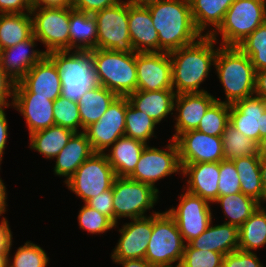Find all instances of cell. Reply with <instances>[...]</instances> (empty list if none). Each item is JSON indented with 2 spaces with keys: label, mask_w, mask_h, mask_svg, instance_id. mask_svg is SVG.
Listing matches in <instances>:
<instances>
[{
  "label": "cell",
  "mask_w": 266,
  "mask_h": 267,
  "mask_svg": "<svg viewBox=\"0 0 266 267\" xmlns=\"http://www.w3.org/2000/svg\"><path fill=\"white\" fill-rule=\"evenodd\" d=\"M179 198L177 208L167 212L175 219L184 243L188 244L208 228L213 218L212 209L208 201L188 191Z\"/></svg>",
  "instance_id": "cell-13"
},
{
  "label": "cell",
  "mask_w": 266,
  "mask_h": 267,
  "mask_svg": "<svg viewBox=\"0 0 266 267\" xmlns=\"http://www.w3.org/2000/svg\"><path fill=\"white\" fill-rule=\"evenodd\" d=\"M19 82L34 96L46 97L51 101L61 96L60 74L47 55L36 63Z\"/></svg>",
  "instance_id": "cell-22"
},
{
  "label": "cell",
  "mask_w": 266,
  "mask_h": 267,
  "mask_svg": "<svg viewBox=\"0 0 266 267\" xmlns=\"http://www.w3.org/2000/svg\"><path fill=\"white\" fill-rule=\"evenodd\" d=\"M97 26V49L134 53L128 27V3L118 4L93 13Z\"/></svg>",
  "instance_id": "cell-11"
},
{
  "label": "cell",
  "mask_w": 266,
  "mask_h": 267,
  "mask_svg": "<svg viewBox=\"0 0 266 267\" xmlns=\"http://www.w3.org/2000/svg\"><path fill=\"white\" fill-rule=\"evenodd\" d=\"M211 224L212 222L203 233L189 242L193 248L219 252L224 256L238 250V227L226 223L215 226Z\"/></svg>",
  "instance_id": "cell-26"
},
{
  "label": "cell",
  "mask_w": 266,
  "mask_h": 267,
  "mask_svg": "<svg viewBox=\"0 0 266 267\" xmlns=\"http://www.w3.org/2000/svg\"><path fill=\"white\" fill-rule=\"evenodd\" d=\"M137 91L173 90L169 53H136Z\"/></svg>",
  "instance_id": "cell-15"
},
{
  "label": "cell",
  "mask_w": 266,
  "mask_h": 267,
  "mask_svg": "<svg viewBox=\"0 0 266 267\" xmlns=\"http://www.w3.org/2000/svg\"><path fill=\"white\" fill-rule=\"evenodd\" d=\"M235 0H189L196 29L201 35H211L222 24L226 11ZM207 26H214L206 34Z\"/></svg>",
  "instance_id": "cell-31"
},
{
  "label": "cell",
  "mask_w": 266,
  "mask_h": 267,
  "mask_svg": "<svg viewBox=\"0 0 266 267\" xmlns=\"http://www.w3.org/2000/svg\"><path fill=\"white\" fill-rule=\"evenodd\" d=\"M157 123L140 110H137L126 96V124L125 136L140 140L147 144V141L154 135Z\"/></svg>",
  "instance_id": "cell-38"
},
{
  "label": "cell",
  "mask_w": 266,
  "mask_h": 267,
  "mask_svg": "<svg viewBox=\"0 0 266 267\" xmlns=\"http://www.w3.org/2000/svg\"><path fill=\"white\" fill-rule=\"evenodd\" d=\"M240 192V179L234 162L232 160H222L219 162L218 196Z\"/></svg>",
  "instance_id": "cell-45"
},
{
  "label": "cell",
  "mask_w": 266,
  "mask_h": 267,
  "mask_svg": "<svg viewBox=\"0 0 266 267\" xmlns=\"http://www.w3.org/2000/svg\"><path fill=\"white\" fill-rule=\"evenodd\" d=\"M5 217L0 222V251H9L12 242V232Z\"/></svg>",
  "instance_id": "cell-51"
},
{
  "label": "cell",
  "mask_w": 266,
  "mask_h": 267,
  "mask_svg": "<svg viewBox=\"0 0 266 267\" xmlns=\"http://www.w3.org/2000/svg\"><path fill=\"white\" fill-rule=\"evenodd\" d=\"M14 88L15 82L3 71L0 66V107L8 108L12 106ZM9 97L12 99L11 105L7 100Z\"/></svg>",
  "instance_id": "cell-49"
},
{
  "label": "cell",
  "mask_w": 266,
  "mask_h": 267,
  "mask_svg": "<svg viewBox=\"0 0 266 267\" xmlns=\"http://www.w3.org/2000/svg\"><path fill=\"white\" fill-rule=\"evenodd\" d=\"M78 221L80 228L88 231L90 234H103L116 227L107 216L89 207L85 203L79 211Z\"/></svg>",
  "instance_id": "cell-44"
},
{
  "label": "cell",
  "mask_w": 266,
  "mask_h": 267,
  "mask_svg": "<svg viewBox=\"0 0 266 267\" xmlns=\"http://www.w3.org/2000/svg\"><path fill=\"white\" fill-rule=\"evenodd\" d=\"M146 145L140 140L123 136L110 147L108 153H104L116 177H129L133 173Z\"/></svg>",
  "instance_id": "cell-28"
},
{
  "label": "cell",
  "mask_w": 266,
  "mask_h": 267,
  "mask_svg": "<svg viewBox=\"0 0 266 267\" xmlns=\"http://www.w3.org/2000/svg\"><path fill=\"white\" fill-rule=\"evenodd\" d=\"M128 27L136 53L159 52V38L147 7L128 4Z\"/></svg>",
  "instance_id": "cell-23"
},
{
  "label": "cell",
  "mask_w": 266,
  "mask_h": 267,
  "mask_svg": "<svg viewBox=\"0 0 266 267\" xmlns=\"http://www.w3.org/2000/svg\"><path fill=\"white\" fill-rule=\"evenodd\" d=\"M98 84L118 96L137 91L136 52L122 53L106 49L90 50Z\"/></svg>",
  "instance_id": "cell-5"
},
{
  "label": "cell",
  "mask_w": 266,
  "mask_h": 267,
  "mask_svg": "<svg viewBox=\"0 0 266 267\" xmlns=\"http://www.w3.org/2000/svg\"><path fill=\"white\" fill-rule=\"evenodd\" d=\"M4 109V107H0V163L3 158L2 156L4 155L3 153L8 139V124Z\"/></svg>",
  "instance_id": "cell-52"
},
{
  "label": "cell",
  "mask_w": 266,
  "mask_h": 267,
  "mask_svg": "<svg viewBox=\"0 0 266 267\" xmlns=\"http://www.w3.org/2000/svg\"><path fill=\"white\" fill-rule=\"evenodd\" d=\"M240 179L241 192L250 196L260 204L265 203V192L260 174V158L250 155L232 160Z\"/></svg>",
  "instance_id": "cell-33"
},
{
  "label": "cell",
  "mask_w": 266,
  "mask_h": 267,
  "mask_svg": "<svg viewBox=\"0 0 266 267\" xmlns=\"http://www.w3.org/2000/svg\"><path fill=\"white\" fill-rule=\"evenodd\" d=\"M117 97V94L101 85L87 90L77 102L82 132L90 124L97 122Z\"/></svg>",
  "instance_id": "cell-30"
},
{
  "label": "cell",
  "mask_w": 266,
  "mask_h": 267,
  "mask_svg": "<svg viewBox=\"0 0 266 267\" xmlns=\"http://www.w3.org/2000/svg\"><path fill=\"white\" fill-rule=\"evenodd\" d=\"M12 106L26 119L29 135L54 126V101L34 96L20 82L15 83Z\"/></svg>",
  "instance_id": "cell-19"
},
{
  "label": "cell",
  "mask_w": 266,
  "mask_h": 267,
  "mask_svg": "<svg viewBox=\"0 0 266 267\" xmlns=\"http://www.w3.org/2000/svg\"><path fill=\"white\" fill-rule=\"evenodd\" d=\"M85 204L107 216L114 223L113 187L89 199Z\"/></svg>",
  "instance_id": "cell-47"
},
{
  "label": "cell",
  "mask_w": 266,
  "mask_h": 267,
  "mask_svg": "<svg viewBox=\"0 0 266 267\" xmlns=\"http://www.w3.org/2000/svg\"><path fill=\"white\" fill-rule=\"evenodd\" d=\"M74 133L62 126H50L30 134V148L44 155L46 159H54Z\"/></svg>",
  "instance_id": "cell-34"
},
{
  "label": "cell",
  "mask_w": 266,
  "mask_h": 267,
  "mask_svg": "<svg viewBox=\"0 0 266 267\" xmlns=\"http://www.w3.org/2000/svg\"><path fill=\"white\" fill-rule=\"evenodd\" d=\"M230 105L216 98L208 108L196 130L209 136L221 137L229 124Z\"/></svg>",
  "instance_id": "cell-39"
},
{
  "label": "cell",
  "mask_w": 266,
  "mask_h": 267,
  "mask_svg": "<svg viewBox=\"0 0 266 267\" xmlns=\"http://www.w3.org/2000/svg\"><path fill=\"white\" fill-rule=\"evenodd\" d=\"M122 0H73L72 8L77 11L93 14L112 7Z\"/></svg>",
  "instance_id": "cell-48"
},
{
  "label": "cell",
  "mask_w": 266,
  "mask_h": 267,
  "mask_svg": "<svg viewBox=\"0 0 266 267\" xmlns=\"http://www.w3.org/2000/svg\"><path fill=\"white\" fill-rule=\"evenodd\" d=\"M222 267H264L254 252L236 250L223 258Z\"/></svg>",
  "instance_id": "cell-46"
},
{
  "label": "cell",
  "mask_w": 266,
  "mask_h": 267,
  "mask_svg": "<svg viewBox=\"0 0 266 267\" xmlns=\"http://www.w3.org/2000/svg\"><path fill=\"white\" fill-rule=\"evenodd\" d=\"M94 151L84 132L74 133L67 145L55 157L54 174L66 177V182Z\"/></svg>",
  "instance_id": "cell-25"
},
{
  "label": "cell",
  "mask_w": 266,
  "mask_h": 267,
  "mask_svg": "<svg viewBox=\"0 0 266 267\" xmlns=\"http://www.w3.org/2000/svg\"><path fill=\"white\" fill-rule=\"evenodd\" d=\"M32 0H0V14L30 13Z\"/></svg>",
  "instance_id": "cell-50"
},
{
  "label": "cell",
  "mask_w": 266,
  "mask_h": 267,
  "mask_svg": "<svg viewBox=\"0 0 266 267\" xmlns=\"http://www.w3.org/2000/svg\"><path fill=\"white\" fill-rule=\"evenodd\" d=\"M224 159L234 160L257 154V142L246 137L243 133L227 125L222 133Z\"/></svg>",
  "instance_id": "cell-37"
},
{
  "label": "cell",
  "mask_w": 266,
  "mask_h": 267,
  "mask_svg": "<svg viewBox=\"0 0 266 267\" xmlns=\"http://www.w3.org/2000/svg\"><path fill=\"white\" fill-rule=\"evenodd\" d=\"M180 165L181 174L189 176L186 191L214 203L218 198L219 162Z\"/></svg>",
  "instance_id": "cell-24"
},
{
  "label": "cell",
  "mask_w": 266,
  "mask_h": 267,
  "mask_svg": "<svg viewBox=\"0 0 266 267\" xmlns=\"http://www.w3.org/2000/svg\"><path fill=\"white\" fill-rule=\"evenodd\" d=\"M1 165V163H0ZM1 167V166H0ZM6 187L3 183V180L0 178V216L3 215V213L5 214V212L7 211L6 207L8 206L7 205V202H6V199H7V192H6Z\"/></svg>",
  "instance_id": "cell-56"
},
{
  "label": "cell",
  "mask_w": 266,
  "mask_h": 267,
  "mask_svg": "<svg viewBox=\"0 0 266 267\" xmlns=\"http://www.w3.org/2000/svg\"><path fill=\"white\" fill-rule=\"evenodd\" d=\"M166 0H127L126 2L133 6L148 7L152 4L159 3Z\"/></svg>",
  "instance_id": "cell-57"
},
{
  "label": "cell",
  "mask_w": 266,
  "mask_h": 267,
  "mask_svg": "<svg viewBox=\"0 0 266 267\" xmlns=\"http://www.w3.org/2000/svg\"><path fill=\"white\" fill-rule=\"evenodd\" d=\"M33 35L30 13L0 14V50L12 47Z\"/></svg>",
  "instance_id": "cell-32"
},
{
  "label": "cell",
  "mask_w": 266,
  "mask_h": 267,
  "mask_svg": "<svg viewBox=\"0 0 266 267\" xmlns=\"http://www.w3.org/2000/svg\"><path fill=\"white\" fill-rule=\"evenodd\" d=\"M33 7H58L69 8L73 5V0H32Z\"/></svg>",
  "instance_id": "cell-53"
},
{
  "label": "cell",
  "mask_w": 266,
  "mask_h": 267,
  "mask_svg": "<svg viewBox=\"0 0 266 267\" xmlns=\"http://www.w3.org/2000/svg\"><path fill=\"white\" fill-rule=\"evenodd\" d=\"M46 55L60 74L61 96L68 100L78 102L87 90L99 85L90 51H52Z\"/></svg>",
  "instance_id": "cell-4"
},
{
  "label": "cell",
  "mask_w": 266,
  "mask_h": 267,
  "mask_svg": "<svg viewBox=\"0 0 266 267\" xmlns=\"http://www.w3.org/2000/svg\"><path fill=\"white\" fill-rule=\"evenodd\" d=\"M257 155L260 159L266 158V135H263L260 138V141L257 143Z\"/></svg>",
  "instance_id": "cell-58"
},
{
  "label": "cell",
  "mask_w": 266,
  "mask_h": 267,
  "mask_svg": "<svg viewBox=\"0 0 266 267\" xmlns=\"http://www.w3.org/2000/svg\"><path fill=\"white\" fill-rule=\"evenodd\" d=\"M185 243L175 219L167 212L153 214V230L145 259L153 267H179Z\"/></svg>",
  "instance_id": "cell-7"
},
{
  "label": "cell",
  "mask_w": 266,
  "mask_h": 267,
  "mask_svg": "<svg viewBox=\"0 0 266 267\" xmlns=\"http://www.w3.org/2000/svg\"><path fill=\"white\" fill-rule=\"evenodd\" d=\"M33 35L46 46L45 53L70 50V7H32Z\"/></svg>",
  "instance_id": "cell-10"
},
{
  "label": "cell",
  "mask_w": 266,
  "mask_h": 267,
  "mask_svg": "<svg viewBox=\"0 0 266 267\" xmlns=\"http://www.w3.org/2000/svg\"><path fill=\"white\" fill-rule=\"evenodd\" d=\"M36 41L39 40L32 35L25 41L0 50V66L15 83L46 55L45 51L33 49Z\"/></svg>",
  "instance_id": "cell-21"
},
{
  "label": "cell",
  "mask_w": 266,
  "mask_h": 267,
  "mask_svg": "<svg viewBox=\"0 0 266 267\" xmlns=\"http://www.w3.org/2000/svg\"><path fill=\"white\" fill-rule=\"evenodd\" d=\"M211 35H202L194 43L169 53L172 64V88L176 94L207 92L199 89L215 65L218 48Z\"/></svg>",
  "instance_id": "cell-1"
},
{
  "label": "cell",
  "mask_w": 266,
  "mask_h": 267,
  "mask_svg": "<svg viewBox=\"0 0 266 267\" xmlns=\"http://www.w3.org/2000/svg\"><path fill=\"white\" fill-rule=\"evenodd\" d=\"M11 247L12 242L9 247L7 267H47L49 258L40 246L27 241L16 250L13 261L10 262L12 260L9 258Z\"/></svg>",
  "instance_id": "cell-41"
},
{
  "label": "cell",
  "mask_w": 266,
  "mask_h": 267,
  "mask_svg": "<svg viewBox=\"0 0 266 267\" xmlns=\"http://www.w3.org/2000/svg\"><path fill=\"white\" fill-rule=\"evenodd\" d=\"M70 50L90 51L97 48V26L93 14L70 7Z\"/></svg>",
  "instance_id": "cell-29"
},
{
  "label": "cell",
  "mask_w": 266,
  "mask_h": 267,
  "mask_svg": "<svg viewBox=\"0 0 266 267\" xmlns=\"http://www.w3.org/2000/svg\"><path fill=\"white\" fill-rule=\"evenodd\" d=\"M114 224L120 218H142L158 201V191L151 185L129 177H116L113 182Z\"/></svg>",
  "instance_id": "cell-8"
},
{
  "label": "cell",
  "mask_w": 266,
  "mask_h": 267,
  "mask_svg": "<svg viewBox=\"0 0 266 267\" xmlns=\"http://www.w3.org/2000/svg\"><path fill=\"white\" fill-rule=\"evenodd\" d=\"M214 203L221 205L222 212L228 221L226 224H231L240 227L261 205L254 198L244 195L242 192L218 196Z\"/></svg>",
  "instance_id": "cell-36"
},
{
  "label": "cell",
  "mask_w": 266,
  "mask_h": 267,
  "mask_svg": "<svg viewBox=\"0 0 266 267\" xmlns=\"http://www.w3.org/2000/svg\"><path fill=\"white\" fill-rule=\"evenodd\" d=\"M176 93L174 90L136 91L129 94V102L159 124L173 115Z\"/></svg>",
  "instance_id": "cell-27"
},
{
  "label": "cell",
  "mask_w": 266,
  "mask_h": 267,
  "mask_svg": "<svg viewBox=\"0 0 266 267\" xmlns=\"http://www.w3.org/2000/svg\"><path fill=\"white\" fill-rule=\"evenodd\" d=\"M167 150L150 147L148 144L142 151L135 170L130 179L151 185L158 192L155 183L173 173L182 171L178 147L174 139L165 146Z\"/></svg>",
  "instance_id": "cell-12"
},
{
  "label": "cell",
  "mask_w": 266,
  "mask_h": 267,
  "mask_svg": "<svg viewBox=\"0 0 266 267\" xmlns=\"http://www.w3.org/2000/svg\"><path fill=\"white\" fill-rule=\"evenodd\" d=\"M266 22V0H235L226 11L219 28L211 34L221 46H238L256 28ZM218 34V35H217Z\"/></svg>",
  "instance_id": "cell-6"
},
{
  "label": "cell",
  "mask_w": 266,
  "mask_h": 267,
  "mask_svg": "<svg viewBox=\"0 0 266 267\" xmlns=\"http://www.w3.org/2000/svg\"><path fill=\"white\" fill-rule=\"evenodd\" d=\"M229 124L258 143L266 135V101L254 94L231 104Z\"/></svg>",
  "instance_id": "cell-18"
},
{
  "label": "cell",
  "mask_w": 266,
  "mask_h": 267,
  "mask_svg": "<svg viewBox=\"0 0 266 267\" xmlns=\"http://www.w3.org/2000/svg\"><path fill=\"white\" fill-rule=\"evenodd\" d=\"M216 101V98L207 92L181 93L177 94L174 102L176 120L175 134L172 139H176L181 133L196 130L208 108Z\"/></svg>",
  "instance_id": "cell-20"
},
{
  "label": "cell",
  "mask_w": 266,
  "mask_h": 267,
  "mask_svg": "<svg viewBox=\"0 0 266 267\" xmlns=\"http://www.w3.org/2000/svg\"><path fill=\"white\" fill-rule=\"evenodd\" d=\"M159 38V52L170 53L202 35L196 29L189 0H166L147 7Z\"/></svg>",
  "instance_id": "cell-2"
},
{
  "label": "cell",
  "mask_w": 266,
  "mask_h": 267,
  "mask_svg": "<svg viewBox=\"0 0 266 267\" xmlns=\"http://www.w3.org/2000/svg\"><path fill=\"white\" fill-rule=\"evenodd\" d=\"M266 245V208L260 205L239 227L238 250L253 252Z\"/></svg>",
  "instance_id": "cell-35"
},
{
  "label": "cell",
  "mask_w": 266,
  "mask_h": 267,
  "mask_svg": "<svg viewBox=\"0 0 266 267\" xmlns=\"http://www.w3.org/2000/svg\"><path fill=\"white\" fill-rule=\"evenodd\" d=\"M260 174H261L262 186L265 192V202H266V158L260 159Z\"/></svg>",
  "instance_id": "cell-59"
},
{
  "label": "cell",
  "mask_w": 266,
  "mask_h": 267,
  "mask_svg": "<svg viewBox=\"0 0 266 267\" xmlns=\"http://www.w3.org/2000/svg\"><path fill=\"white\" fill-rule=\"evenodd\" d=\"M116 174L104 153H94L65 182L84 203L112 188Z\"/></svg>",
  "instance_id": "cell-9"
},
{
  "label": "cell",
  "mask_w": 266,
  "mask_h": 267,
  "mask_svg": "<svg viewBox=\"0 0 266 267\" xmlns=\"http://www.w3.org/2000/svg\"><path fill=\"white\" fill-rule=\"evenodd\" d=\"M238 47L250 58L257 71L266 69V22L247 36Z\"/></svg>",
  "instance_id": "cell-40"
},
{
  "label": "cell",
  "mask_w": 266,
  "mask_h": 267,
  "mask_svg": "<svg viewBox=\"0 0 266 267\" xmlns=\"http://www.w3.org/2000/svg\"><path fill=\"white\" fill-rule=\"evenodd\" d=\"M254 94L266 101V69L256 72Z\"/></svg>",
  "instance_id": "cell-54"
},
{
  "label": "cell",
  "mask_w": 266,
  "mask_h": 267,
  "mask_svg": "<svg viewBox=\"0 0 266 267\" xmlns=\"http://www.w3.org/2000/svg\"><path fill=\"white\" fill-rule=\"evenodd\" d=\"M8 252L9 251H0V267H7Z\"/></svg>",
  "instance_id": "cell-60"
},
{
  "label": "cell",
  "mask_w": 266,
  "mask_h": 267,
  "mask_svg": "<svg viewBox=\"0 0 266 267\" xmlns=\"http://www.w3.org/2000/svg\"><path fill=\"white\" fill-rule=\"evenodd\" d=\"M214 66L226 95L221 102L231 105L254 95L256 70L238 46H220Z\"/></svg>",
  "instance_id": "cell-3"
},
{
  "label": "cell",
  "mask_w": 266,
  "mask_h": 267,
  "mask_svg": "<svg viewBox=\"0 0 266 267\" xmlns=\"http://www.w3.org/2000/svg\"><path fill=\"white\" fill-rule=\"evenodd\" d=\"M175 142L180 164L211 163L224 160L222 137L209 136L198 130L181 133Z\"/></svg>",
  "instance_id": "cell-16"
},
{
  "label": "cell",
  "mask_w": 266,
  "mask_h": 267,
  "mask_svg": "<svg viewBox=\"0 0 266 267\" xmlns=\"http://www.w3.org/2000/svg\"><path fill=\"white\" fill-rule=\"evenodd\" d=\"M125 124L126 96H118L97 122L84 129L94 153H105L120 137L125 136Z\"/></svg>",
  "instance_id": "cell-14"
},
{
  "label": "cell",
  "mask_w": 266,
  "mask_h": 267,
  "mask_svg": "<svg viewBox=\"0 0 266 267\" xmlns=\"http://www.w3.org/2000/svg\"><path fill=\"white\" fill-rule=\"evenodd\" d=\"M53 110L55 125L70 129L75 133L82 132L77 102L60 96L54 101ZM79 127L81 128L80 131L78 130Z\"/></svg>",
  "instance_id": "cell-42"
},
{
  "label": "cell",
  "mask_w": 266,
  "mask_h": 267,
  "mask_svg": "<svg viewBox=\"0 0 266 267\" xmlns=\"http://www.w3.org/2000/svg\"><path fill=\"white\" fill-rule=\"evenodd\" d=\"M224 255L210 250H198L185 244L179 267H222Z\"/></svg>",
  "instance_id": "cell-43"
},
{
  "label": "cell",
  "mask_w": 266,
  "mask_h": 267,
  "mask_svg": "<svg viewBox=\"0 0 266 267\" xmlns=\"http://www.w3.org/2000/svg\"><path fill=\"white\" fill-rule=\"evenodd\" d=\"M122 267H153L146 259H127L118 261Z\"/></svg>",
  "instance_id": "cell-55"
},
{
  "label": "cell",
  "mask_w": 266,
  "mask_h": 267,
  "mask_svg": "<svg viewBox=\"0 0 266 267\" xmlns=\"http://www.w3.org/2000/svg\"><path fill=\"white\" fill-rule=\"evenodd\" d=\"M157 213L158 211H153L150 216L131 219L130 223L123 224V227L119 229V241L111 254L113 262L145 259L148 241L153 230V214Z\"/></svg>",
  "instance_id": "cell-17"
}]
</instances>
